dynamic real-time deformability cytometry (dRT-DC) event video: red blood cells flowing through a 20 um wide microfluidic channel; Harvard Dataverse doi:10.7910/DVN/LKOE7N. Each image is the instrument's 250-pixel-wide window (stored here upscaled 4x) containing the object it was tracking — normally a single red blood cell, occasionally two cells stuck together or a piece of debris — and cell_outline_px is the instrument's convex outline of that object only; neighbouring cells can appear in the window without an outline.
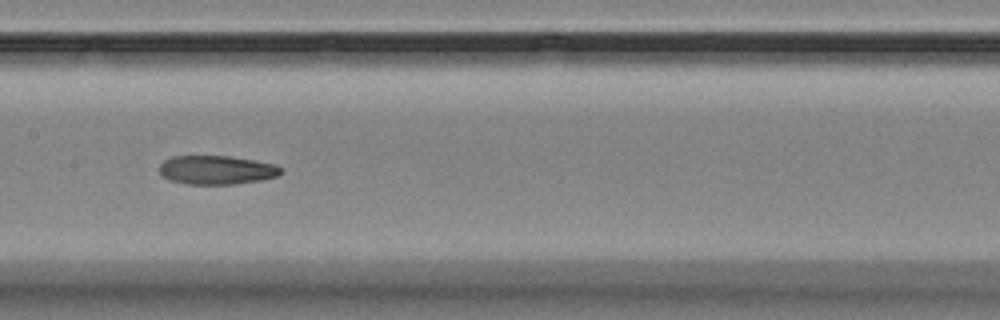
{"species": "Egyptian fruit bat (a non-hibernating species)", "species_latin": "Rousettus aegyptiacus", "temperature_condition": "room temperature", "stored_images_in_passage": 16, "camera_frame_rate_fps": 3000, "um_per_image_px": 0.085, "animal": {"sex": "female"}, "frame": {"image": 1, "passage_image": 7, "time_ms": 6.667, "image_size_px": [1000, 320], "cell_outline_px": [[284, 172], [280, 176], [260, 180], [236, 184], [188, 184], [168, 180], [160, 172], [160, 164], [164, 160], [172, 156], [228, 156], [256, 160], [276, 164]], "centroid_in_image_um": [18.45, 14.44], "position_along_channel_um": 189.0, "area_um2": 20.58}}
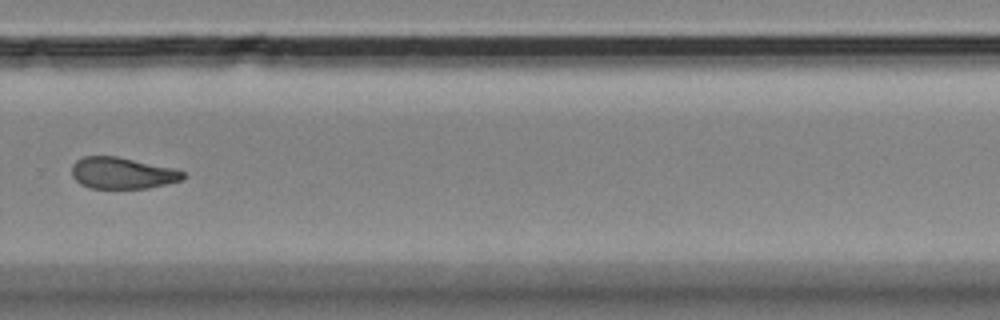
{"frame": {"image": 2, "passage_image": 10, "time_ms": 10.333, "image_size_px": [1000, 320], "cell_outline_px": [[184, 180], [148, 188], [88, 188], [80, 184], [72, 176], [72, 164], [76, 160], [84, 156], [116, 156], [172, 168], [184, 172]], "centroid_in_image_um": [10.36, 14.72], "position_along_channel_um": 319.4, "area_um2": 20.35}}
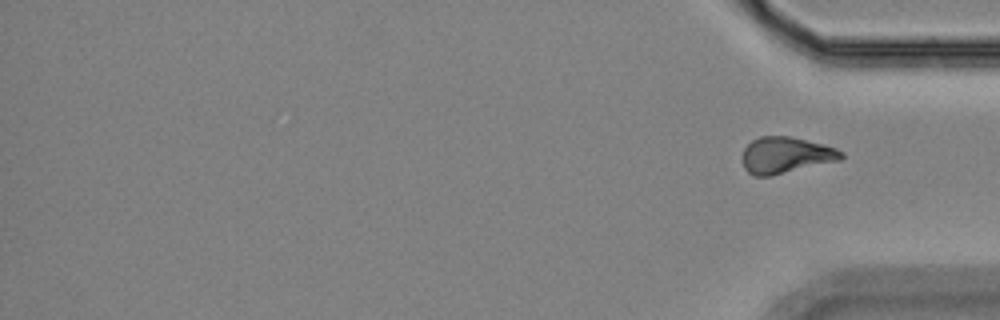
{"frame": {"image": 3, "passage_image": 16, "time_ms": 17.0, "image_size_px": [1000, 320], "cell_outline_px": [[844, 156], [840, 160], [772, 176], [756, 176], [748, 172], [744, 168], [744, 148], [752, 140], [760, 136], [792, 136], [824, 144], [836, 148], [844, 152]], "centroid_in_image_um": [66.83, 13.18], "position_along_channel_um": 368.4, "area_um2": 20.98}, "authors_computed_cell_mechanics": {"area_um2": 21.0103, "velocity_mm_per_s": 3.5755, "shape_relaxation_time_tau1_ms": null, "shape_relaxation_time_tau2_ms": 2.9447, "deformation_change_tau1": null, "deformation_change_tau2": 0.0901}}